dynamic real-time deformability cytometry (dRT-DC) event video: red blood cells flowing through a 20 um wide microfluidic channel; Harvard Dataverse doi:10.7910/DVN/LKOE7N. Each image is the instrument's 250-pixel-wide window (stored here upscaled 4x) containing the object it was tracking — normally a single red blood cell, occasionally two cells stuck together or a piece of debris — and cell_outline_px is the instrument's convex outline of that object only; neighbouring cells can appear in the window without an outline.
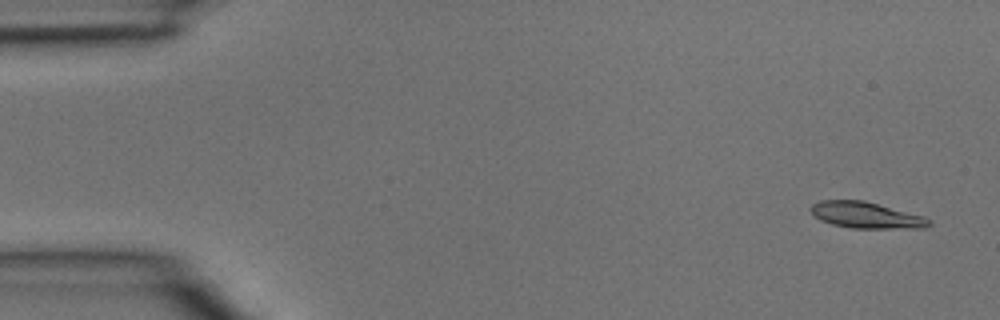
{"species": "common noctule bat (a hibernating species)", "species_latin": "Nyctalus noctula", "temperature_condition": "room temperature", "stored_images_in_passage": 4, "camera_frame_rate_fps": 3000, "um_per_image_px": 0.085, "animal": {"sex": "male", "body_mass_g": 15.6}, "frame": {"image": 1, "passage_image": 1, "time_ms": 0.0, "image_size_px": [1000, 320], "cell_outline_px": [[932, 224], [928, 228], [848, 228], [832, 224], [820, 220], [808, 208], [812, 204], [820, 200], [864, 200], [924, 216], [932, 220]], "centroid_in_image_um": [73.65, 18.29], "position_along_channel_um": 11.4, "area_um2": 18.26}}
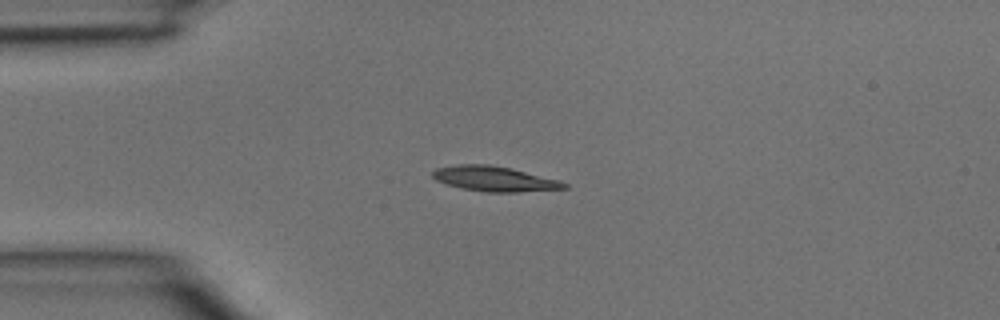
{"frame": {"image": 2, "passage_image": 3, "time_ms": 0.667, "image_size_px": [1000, 320], "cell_outline_px": [[568, 188], [520, 192], [488, 192], [464, 188], [448, 184], [436, 180], [432, 176], [432, 172], [436, 168], [456, 164], [488, 164], [512, 168], [560, 180], [568, 184]], "centroid_in_image_um": [42.06, 15.19], "position_along_channel_um": 42.9, "area_um2": 19.19}}